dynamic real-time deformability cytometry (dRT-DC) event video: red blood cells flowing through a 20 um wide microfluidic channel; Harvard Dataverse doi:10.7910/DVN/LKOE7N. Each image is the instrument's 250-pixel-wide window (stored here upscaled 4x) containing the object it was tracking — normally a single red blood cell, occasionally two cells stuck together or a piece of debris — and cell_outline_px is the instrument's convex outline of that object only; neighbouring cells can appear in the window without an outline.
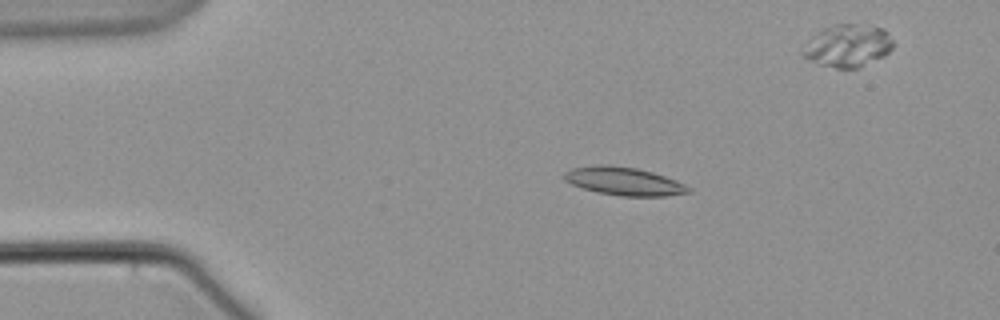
{"species": "common noctule bat (a hibernating species)", "species_latin": "Nyctalus noctula", "temperature_condition": "warm", "stored_images_in_passage": 8, "camera_frame_rate_fps": 3000, "um_per_image_px": 0.085, "animal": {"sex": "male", "body_mass_g": 21.5, "forearm_length_mm": 52.0}, "frame": {"image": 1, "passage_image": 2, "time_ms": 2.333, "image_size_px": [1000, 320], "cell_outline_px": [[692, 192], [664, 196], [620, 196], [596, 192], [572, 184], [564, 180], [564, 172], [572, 168], [596, 164], [612, 164], [636, 168], [652, 172], [676, 180], [692, 188]], "centroid_in_image_um": [53.03, 15.4], "position_along_channel_um": 32.0, "area_um2": 20.52}}
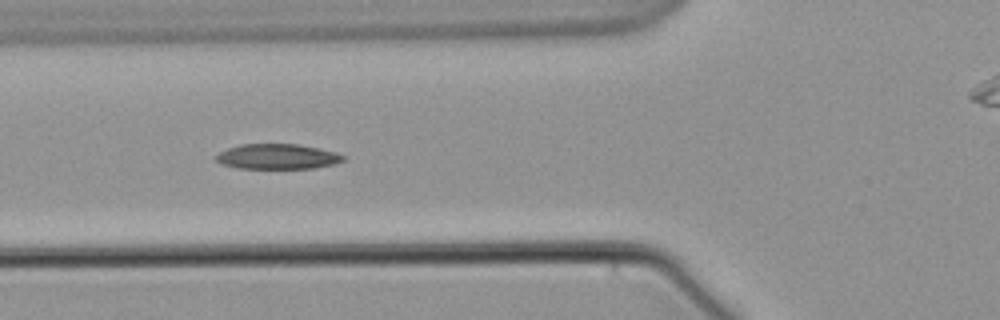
{"frame": {"image": 2, "passage_image": 5, "time_ms": 6.0, "image_size_px": [1000, 320], "cell_outline_px": [[344, 160], [332, 164], [312, 168], [236, 168], [220, 164], [216, 160], [216, 156], [220, 152], [228, 148], [240, 144], [296, 144], [336, 152], [344, 156]], "centroid_in_image_um": [23.53, 13.31], "position_along_channel_um": 102.3, "area_um2": 18.44}}